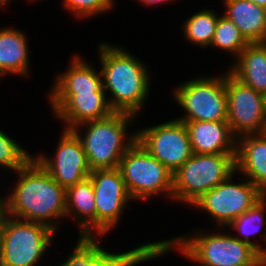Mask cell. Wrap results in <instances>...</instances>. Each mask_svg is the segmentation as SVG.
I'll return each mask as SVG.
<instances>
[{
	"mask_svg": "<svg viewBox=\"0 0 266 266\" xmlns=\"http://www.w3.org/2000/svg\"><path fill=\"white\" fill-rule=\"evenodd\" d=\"M244 266H265V265H244Z\"/></svg>",
	"mask_w": 266,
	"mask_h": 266,
	"instance_id": "35",
	"label": "cell"
},
{
	"mask_svg": "<svg viewBox=\"0 0 266 266\" xmlns=\"http://www.w3.org/2000/svg\"><path fill=\"white\" fill-rule=\"evenodd\" d=\"M213 9H202L191 17L184 20L182 30L184 38L197 47L210 46L215 34L216 24L219 14H216Z\"/></svg>",
	"mask_w": 266,
	"mask_h": 266,
	"instance_id": "24",
	"label": "cell"
},
{
	"mask_svg": "<svg viewBox=\"0 0 266 266\" xmlns=\"http://www.w3.org/2000/svg\"><path fill=\"white\" fill-rule=\"evenodd\" d=\"M263 196L266 198V190L263 192Z\"/></svg>",
	"mask_w": 266,
	"mask_h": 266,
	"instance_id": "36",
	"label": "cell"
},
{
	"mask_svg": "<svg viewBox=\"0 0 266 266\" xmlns=\"http://www.w3.org/2000/svg\"><path fill=\"white\" fill-rule=\"evenodd\" d=\"M266 198L263 196L257 203L248 211L238 216L232 221L225 229L236 230L237 235L235 236L240 241L249 243L254 246L259 252L264 248L260 246L258 242L251 241L250 236H253L258 232L262 233V228L266 226ZM261 229V231H260ZM261 232V233H259ZM243 237V238H242ZM261 237L266 243V228L264 229ZM258 243V244H257Z\"/></svg>",
	"mask_w": 266,
	"mask_h": 266,
	"instance_id": "23",
	"label": "cell"
},
{
	"mask_svg": "<svg viewBox=\"0 0 266 266\" xmlns=\"http://www.w3.org/2000/svg\"><path fill=\"white\" fill-rule=\"evenodd\" d=\"M97 46L103 89L111 95L107 96L110 107L115 112L138 117L149 98L151 71L144 62L122 47L105 42Z\"/></svg>",
	"mask_w": 266,
	"mask_h": 266,
	"instance_id": "2",
	"label": "cell"
},
{
	"mask_svg": "<svg viewBox=\"0 0 266 266\" xmlns=\"http://www.w3.org/2000/svg\"><path fill=\"white\" fill-rule=\"evenodd\" d=\"M64 9L80 19L91 18L101 13H108L113 6L114 0H62Z\"/></svg>",
	"mask_w": 266,
	"mask_h": 266,
	"instance_id": "27",
	"label": "cell"
},
{
	"mask_svg": "<svg viewBox=\"0 0 266 266\" xmlns=\"http://www.w3.org/2000/svg\"><path fill=\"white\" fill-rule=\"evenodd\" d=\"M67 216L77 220L81 237H96L95 195L89 177L66 189Z\"/></svg>",
	"mask_w": 266,
	"mask_h": 266,
	"instance_id": "20",
	"label": "cell"
},
{
	"mask_svg": "<svg viewBox=\"0 0 266 266\" xmlns=\"http://www.w3.org/2000/svg\"><path fill=\"white\" fill-rule=\"evenodd\" d=\"M248 44L240 33L239 28L226 16L219 15L210 46H215L214 48L233 54L237 58Z\"/></svg>",
	"mask_w": 266,
	"mask_h": 266,
	"instance_id": "25",
	"label": "cell"
},
{
	"mask_svg": "<svg viewBox=\"0 0 266 266\" xmlns=\"http://www.w3.org/2000/svg\"><path fill=\"white\" fill-rule=\"evenodd\" d=\"M248 1H251L260 7L266 8V0H248Z\"/></svg>",
	"mask_w": 266,
	"mask_h": 266,
	"instance_id": "31",
	"label": "cell"
},
{
	"mask_svg": "<svg viewBox=\"0 0 266 266\" xmlns=\"http://www.w3.org/2000/svg\"><path fill=\"white\" fill-rule=\"evenodd\" d=\"M172 95L186 112L178 121H227L226 72L187 80Z\"/></svg>",
	"mask_w": 266,
	"mask_h": 266,
	"instance_id": "8",
	"label": "cell"
},
{
	"mask_svg": "<svg viewBox=\"0 0 266 266\" xmlns=\"http://www.w3.org/2000/svg\"><path fill=\"white\" fill-rule=\"evenodd\" d=\"M260 260L266 266V248L265 247L260 251Z\"/></svg>",
	"mask_w": 266,
	"mask_h": 266,
	"instance_id": "30",
	"label": "cell"
},
{
	"mask_svg": "<svg viewBox=\"0 0 266 266\" xmlns=\"http://www.w3.org/2000/svg\"><path fill=\"white\" fill-rule=\"evenodd\" d=\"M55 233L45 224L4 213L0 220V266H36Z\"/></svg>",
	"mask_w": 266,
	"mask_h": 266,
	"instance_id": "5",
	"label": "cell"
},
{
	"mask_svg": "<svg viewBox=\"0 0 266 266\" xmlns=\"http://www.w3.org/2000/svg\"><path fill=\"white\" fill-rule=\"evenodd\" d=\"M170 1H174V0H138V2L144 4L145 6H153L155 7V5L157 4H165L166 2H170Z\"/></svg>",
	"mask_w": 266,
	"mask_h": 266,
	"instance_id": "29",
	"label": "cell"
},
{
	"mask_svg": "<svg viewBox=\"0 0 266 266\" xmlns=\"http://www.w3.org/2000/svg\"><path fill=\"white\" fill-rule=\"evenodd\" d=\"M51 110L58 120L65 123L64 128L91 120L103 119L115 112L109 105L106 93L49 94Z\"/></svg>",
	"mask_w": 266,
	"mask_h": 266,
	"instance_id": "14",
	"label": "cell"
},
{
	"mask_svg": "<svg viewBox=\"0 0 266 266\" xmlns=\"http://www.w3.org/2000/svg\"><path fill=\"white\" fill-rule=\"evenodd\" d=\"M65 262L57 266H84L87 265V237H79L76 246Z\"/></svg>",
	"mask_w": 266,
	"mask_h": 266,
	"instance_id": "28",
	"label": "cell"
},
{
	"mask_svg": "<svg viewBox=\"0 0 266 266\" xmlns=\"http://www.w3.org/2000/svg\"><path fill=\"white\" fill-rule=\"evenodd\" d=\"M136 132L137 141L172 173L193 154L184 122L174 119Z\"/></svg>",
	"mask_w": 266,
	"mask_h": 266,
	"instance_id": "11",
	"label": "cell"
},
{
	"mask_svg": "<svg viewBox=\"0 0 266 266\" xmlns=\"http://www.w3.org/2000/svg\"><path fill=\"white\" fill-rule=\"evenodd\" d=\"M4 5H6L2 0H0V8L2 7V6H4Z\"/></svg>",
	"mask_w": 266,
	"mask_h": 266,
	"instance_id": "34",
	"label": "cell"
},
{
	"mask_svg": "<svg viewBox=\"0 0 266 266\" xmlns=\"http://www.w3.org/2000/svg\"><path fill=\"white\" fill-rule=\"evenodd\" d=\"M3 214H4V209H3V204H2V201H1V198H0V220H1V217H2Z\"/></svg>",
	"mask_w": 266,
	"mask_h": 266,
	"instance_id": "32",
	"label": "cell"
},
{
	"mask_svg": "<svg viewBox=\"0 0 266 266\" xmlns=\"http://www.w3.org/2000/svg\"><path fill=\"white\" fill-rule=\"evenodd\" d=\"M226 16L248 43L266 42V8L248 0H223Z\"/></svg>",
	"mask_w": 266,
	"mask_h": 266,
	"instance_id": "19",
	"label": "cell"
},
{
	"mask_svg": "<svg viewBox=\"0 0 266 266\" xmlns=\"http://www.w3.org/2000/svg\"><path fill=\"white\" fill-rule=\"evenodd\" d=\"M27 41L25 32L20 29H0V80L7 74L29 76L30 51Z\"/></svg>",
	"mask_w": 266,
	"mask_h": 266,
	"instance_id": "21",
	"label": "cell"
},
{
	"mask_svg": "<svg viewBox=\"0 0 266 266\" xmlns=\"http://www.w3.org/2000/svg\"><path fill=\"white\" fill-rule=\"evenodd\" d=\"M89 178L95 195L96 237H103L117 226L132 198L118 167L93 170Z\"/></svg>",
	"mask_w": 266,
	"mask_h": 266,
	"instance_id": "12",
	"label": "cell"
},
{
	"mask_svg": "<svg viewBox=\"0 0 266 266\" xmlns=\"http://www.w3.org/2000/svg\"><path fill=\"white\" fill-rule=\"evenodd\" d=\"M32 157L33 154L27 152L16 140L0 130V168L16 172Z\"/></svg>",
	"mask_w": 266,
	"mask_h": 266,
	"instance_id": "26",
	"label": "cell"
},
{
	"mask_svg": "<svg viewBox=\"0 0 266 266\" xmlns=\"http://www.w3.org/2000/svg\"><path fill=\"white\" fill-rule=\"evenodd\" d=\"M71 58L66 70L55 76L49 94L106 93L103 89L102 73L80 55Z\"/></svg>",
	"mask_w": 266,
	"mask_h": 266,
	"instance_id": "17",
	"label": "cell"
},
{
	"mask_svg": "<svg viewBox=\"0 0 266 266\" xmlns=\"http://www.w3.org/2000/svg\"><path fill=\"white\" fill-rule=\"evenodd\" d=\"M10 1H11V0H8L5 4H6V5L9 4ZM30 1H31V2H34V1L37 2L38 0H29V2H30ZM39 1H40V0H39Z\"/></svg>",
	"mask_w": 266,
	"mask_h": 266,
	"instance_id": "33",
	"label": "cell"
},
{
	"mask_svg": "<svg viewBox=\"0 0 266 266\" xmlns=\"http://www.w3.org/2000/svg\"><path fill=\"white\" fill-rule=\"evenodd\" d=\"M234 175L235 172L191 205L208 213L215 225L223 229L263 197V193L246 177H243L245 181L233 182Z\"/></svg>",
	"mask_w": 266,
	"mask_h": 266,
	"instance_id": "9",
	"label": "cell"
},
{
	"mask_svg": "<svg viewBox=\"0 0 266 266\" xmlns=\"http://www.w3.org/2000/svg\"><path fill=\"white\" fill-rule=\"evenodd\" d=\"M235 164L236 171L263 193L266 190V133L238 137Z\"/></svg>",
	"mask_w": 266,
	"mask_h": 266,
	"instance_id": "16",
	"label": "cell"
},
{
	"mask_svg": "<svg viewBox=\"0 0 266 266\" xmlns=\"http://www.w3.org/2000/svg\"><path fill=\"white\" fill-rule=\"evenodd\" d=\"M229 71L244 84L266 96V42L249 43Z\"/></svg>",
	"mask_w": 266,
	"mask_h": 266,
	"instance_id": "22",
	"label": "cell"
},
{
	"mask_svg": "<svg viewBox=\"0 0 266 266\" xmlns=\"http://www.w3.org/2000/svg\"><path fill=\"white\" fill-rule=\"evenodd\" d=\"M16 174L19 180L11 193L0 197L4 213L12 218L45 224L58 232L57 219L66 217V189L34 157Z\"/></svg>",
	"mask_w": 266,
	"mask_h": 266,
	"instance_id": "1",
	"label": "cell"
},
{
	"mask_svg": "<svg viewBox=\"0 0 266 266\" xmlns=\"http://www.w3.org/2000/svg\"><path fill=\"white\" fill-rule=\"evenodd\" d=\"M118 169L133 200H148L163 194L172 199L173 173L138 141L123 155Z\"/></svg>",
	"mask_w": 266,
	"mask_h": 266,
	"instance_id": "7",
	"label": "cell"
},
{
	"mask_svg": "<svg viewBox=\"0 0 266 266\" xmlns=\"http://www.w3.org/2000/svg\"><path fill=\"white\" fill-rule=\"evenodd\" d=\"M54 155L39 153L33 157L65 189L88 178L92 172L82 143L72 130L63 129Z\"/></svg>",
	"mask_w": 266,
	"mask_h": 266,
	"instance_id": "13",
	"label": "cell"
},
{
	"mask_svg": "<svg viewBox=\"0 0 266 266\" xmlns=\"http://www.w3.org/2000/svg\"><path fill=\"white\" fill-rule=\"evenodd\" d=\"M136 118L130 113L113 112L106 118L87 121L71 129L82 143L91 171L119 166L125 152L137 141V132H127ZM83 127L85 133L81 134Z\"/></svg>",
	"mask_w": 266,
	"mask_h": 266,
	"instance_id": "4",
	"label": "cell"
},
{
	"mask_svg": "<svg viewBox=\"0 0 266 266\" xmlns=\"http://www.w3.org/2000/svg\"><path fill=\"white\" fill-rule=\"evenodd\" d=\"M227 123L238 138L266 130V96L226 72Z\"/></svg>",
	"mask_w": 266,
	"mask_h": 266,
	"instance_id": "10",
	"label": "cell"
},
{
	"mask_svg": "<svg viewBox=\"0 0 266 266\" xmlns=\"http://www.w3.org/2000/svg\"><path fill=\"white\" fill-rule=\"evenodd\" d=\"M189 134L193 153L236 154L237 138L227 121H181Z\"/></svg>",
	"mask_w": 266,
	"mask_h": 266,
	"instance_id": "15",
	"label": "cell"
},
{
	"mask_svg": "<svg viewBox=\"0 0 266 266\" xmlns=\"http://www.w3.org/2000/svg\"><path fill=\"white\" fill-rule=\"evenodd\" d=\"M236 154H197L173 173L172 200L192 205L236 172Z\"/></svg>",
	"mask_w": 266,
	"mask_h": 266,
	"instance_id": "6",
	"label": "cell"
},
{
	"mask_svg": "<svg viewBox=\"0 0 266 266\" xmlns=\"http://www.w3.org/2000/svg\"><path fill=\"white\" fill-rule=\"evenodd\" d=\"M98 237H87V265L84 266H135L159 258L162 241L148 242L123 253H112L100 246Z\"/></svg>",
	"mask_w": 266,
	"mask_h": 266,
	"instance_id": "18",
	"label": "cell"
},
{
	"mask_svg": "<svg viewBox=\"0 0 266 266\" xmlns=\"http://www.w3.org/2000/svg\"><path fill=\"white\" fill-rule=\"evenodd\" d=\"M207 234L196 230L191 234L162 240L161 256L172 249L180 251L184 257L200 266H244L264 265L260 252L249 243L240 241L228 233ZM207 234V235H206Z\"/></svg>",
	"mask_w": 266,
	"mask_h": 266,
	"instance_id": "3",
	"label": "cell"
}]
</instances>
